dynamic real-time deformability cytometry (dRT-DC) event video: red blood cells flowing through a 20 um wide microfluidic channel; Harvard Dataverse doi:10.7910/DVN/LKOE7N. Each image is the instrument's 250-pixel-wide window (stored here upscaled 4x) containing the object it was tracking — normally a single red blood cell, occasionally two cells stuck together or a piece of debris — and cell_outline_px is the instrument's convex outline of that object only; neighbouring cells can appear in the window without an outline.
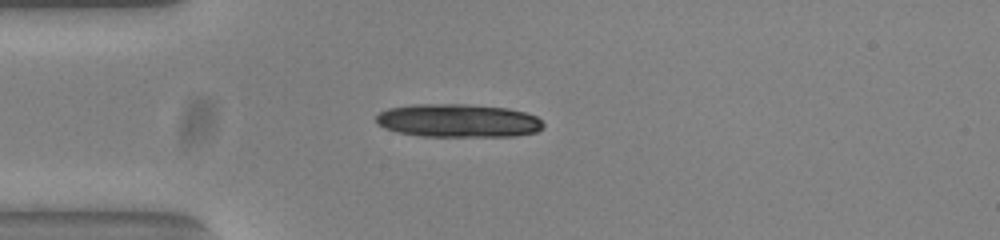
{"species": "common noctule bat (a hibernating species)", "species_latin": "Nyctalus noctula", "temperature_condition": "warm", "stored_images_in_passage": 40, "camera_frame_rate_fps": 3000, "um_per_image_px": 0.085, "animal": {"sex": "female", "body_mass_g": 23.0, "forearm_length_mm": 53.4}, "frame": {"image": 1, "passage_image": 1, "time_ms": 0.0, "image_size_px": [1000, 240], "cell_outline_px": [[544, 128], [536, 132], [516, 136], [420, 136], [400, 132], [384, 128], [376, 120], [376, 116], [380, 112], [388, 108], [412, 104], [468, 104], [508, 108], [524, 112], [536, 116], [544, 124]], "centroid_in_image_um": [38.97, 10.25], "position_along_channel_um": 46.0, "area_um2": 32.48}}